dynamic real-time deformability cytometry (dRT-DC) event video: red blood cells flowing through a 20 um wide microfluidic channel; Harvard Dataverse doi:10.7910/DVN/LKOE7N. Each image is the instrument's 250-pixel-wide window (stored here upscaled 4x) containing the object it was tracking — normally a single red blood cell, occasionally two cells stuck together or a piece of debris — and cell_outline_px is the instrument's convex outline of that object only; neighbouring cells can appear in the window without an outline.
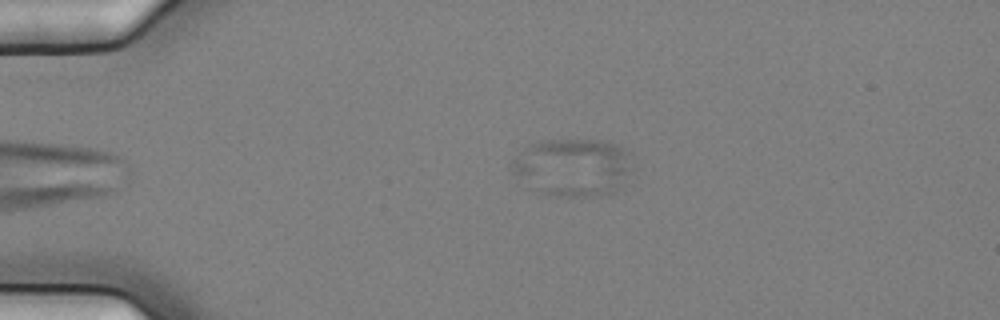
{"species": "common noctule bat (a hibernating species)", "species_latin": "Nyctalus noctula", "temperature_condition": "cold", "stored_images_in_passage": 3, "camera_frame_rate_fps": 3000, "um_per_image_px": 0.085, "animal": {"sex": "female", "body_mass_g": 25.1}, "frame": {"image": 1, "passage_image": 2, "time_ms": 0.333, "image_size_px": [1000, 320], "cell_outline_px": [[632, 168], [616, 188], [612, 192], [588, 196], [548, 196], [540, 192], [512, 172], [508, 168], [508, 164], [528, 144], [540, 140], [600, 140], [616, 144], [624, 152]], "centroid_in_image_um": [48.59, 14.2], "position_along_channel_um": 36.4, "area_um2": 39.82}}